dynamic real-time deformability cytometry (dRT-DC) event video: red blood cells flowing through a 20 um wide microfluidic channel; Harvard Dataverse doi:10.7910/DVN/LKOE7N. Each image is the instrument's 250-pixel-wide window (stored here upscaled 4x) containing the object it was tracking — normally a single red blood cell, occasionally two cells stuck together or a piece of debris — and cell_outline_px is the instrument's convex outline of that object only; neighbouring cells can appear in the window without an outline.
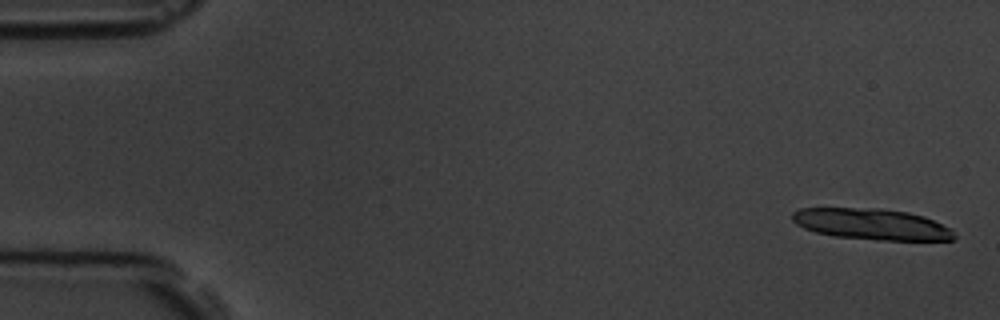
{"species": "common noctule bat (a hibernating species)", "species_latin": "Nyctalus noctula", "temperature_condition": "room temperature", "stored_images_in_passage": 10, "camera_frame_rate_fps": 3000, "um_per_image_px": 0.085, "animal": {"sex": "male", "body_mass_g": 19.5, "forearm_length_mm": 54.6}, "frame": {"image": 1, "passage_image": 1, "time_ms": 0.0, "image_size_px": [1000, 320], "cell_outline_px": [[956, 236], [952, 240], [876, 240], [836, 236], [816, 232], [804, 228], [796, 224], [792, 220], [792, 212], [800, 208], [880, 208], [908, 212], [924, 216], [948, 228]], "centroid_in_image_um": [74.05, 19.05], "position_along_channel_um": 11.0, "area_um2": 29.19}}
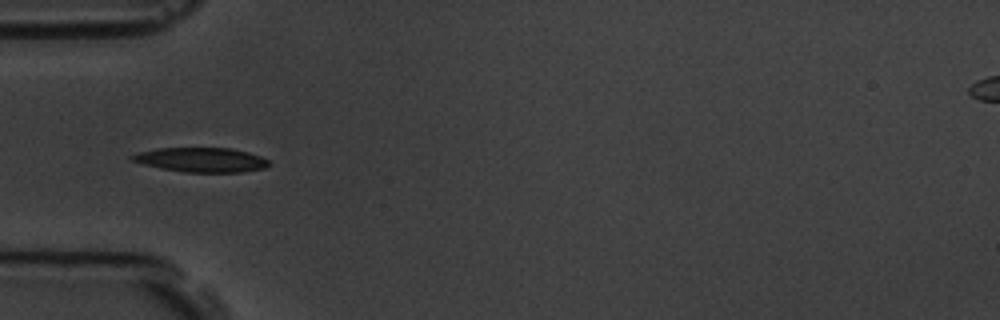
{"frame": {"image": 2, "passage_image": 6, "time_ms": 5.667, "image_size_px": [1000, 320], "cell_outline_px": [[272, 164], [264, 168], [240, 172], [184, 172], [160, 168], [144, 164], [132, 160], [128, 156], [140, 152], [156, 148], [232, 148], [248, 152], [260, 156], [268, 160]], "centroid_in_image_um": [17.12, 13.58], "position_along_channel_um": 67.9, "area_um2": 19.48}}
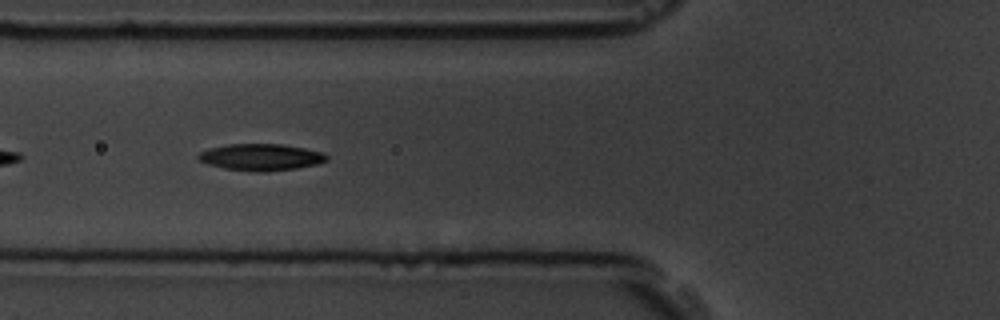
{"frame": {"image": 3, "passage_image": 7, "time_ms": 6.667, "image_size_px": [1000, 320], "cell_outline_px": [[328, 160], [316, 164], [296, 168], [264, 172], [256, 172], [224, 168], [208, 164], [200, 160], [196, 156], [200, 152], [208, 148], [228, 144], [284, 144], [324, 152], [328, 156]], "centroid_in_image_um": [22.19, 13.35], "position_along_channel_um": 103.6, "area_um2": 20.0}}